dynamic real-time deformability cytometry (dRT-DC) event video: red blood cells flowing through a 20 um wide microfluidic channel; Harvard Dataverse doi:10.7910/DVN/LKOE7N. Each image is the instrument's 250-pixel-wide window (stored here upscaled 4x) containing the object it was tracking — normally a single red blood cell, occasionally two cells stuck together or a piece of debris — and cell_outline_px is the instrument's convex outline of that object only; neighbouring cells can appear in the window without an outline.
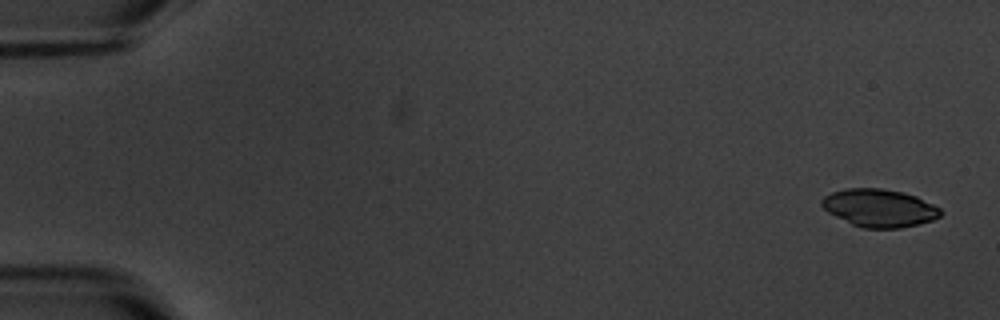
{"species": "common noctule bat (a hibernating species)", "species_latin": "Nyctalus noctula", "temperature_condition": "warm", "stored_images_in_passage": 6, "camera_frame_rate_fps": 3000, "um_per_image_px": 0.085, "animal": {"sex": "male", "body_mass_g": 20.1, "forearm_length_mm": 53.5}, "frame": {"image": 1, "passage_image": 1, "time_ms": 0.0, "image_size_px": [1000, 320], "cell_outline_px": [[940, 216], [932, 220], [900, 228], [860, 228], [828, 212], [820, 204], [820, 200], [824, 196], [832, 192], [844, 188], [880, 188], [904, 192], [916, 196], [940, 208]], "centroid_in_image_um": [74.71, 17.67], "position_along_channel_um": 10.3, "area_um2": 26.07}}
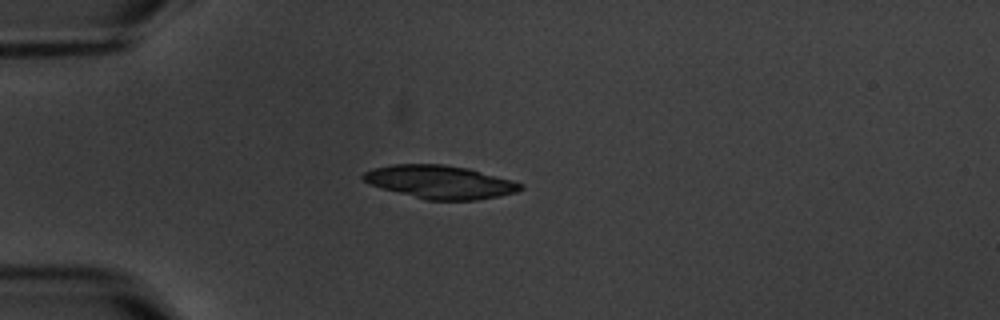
{"frame": {"image": 2, "passage_image": 5, "time_ms": 4.667, "image_size_px": [1000, 320], "cell_outline_px": [[524, 188], [516, 192], [500, 196], [476, 200], [424, 200], [384, 188], [372, 184], [364, 180], [360, 176], [364, 172], [372, 168], [392, 164], [444, 164], [468, 168], [512, 180], [524, 184]], "centroid_in_image_um": [37.43, 15.46], "position_along_channel_um": 47.6, "area_um2": 30.4}}